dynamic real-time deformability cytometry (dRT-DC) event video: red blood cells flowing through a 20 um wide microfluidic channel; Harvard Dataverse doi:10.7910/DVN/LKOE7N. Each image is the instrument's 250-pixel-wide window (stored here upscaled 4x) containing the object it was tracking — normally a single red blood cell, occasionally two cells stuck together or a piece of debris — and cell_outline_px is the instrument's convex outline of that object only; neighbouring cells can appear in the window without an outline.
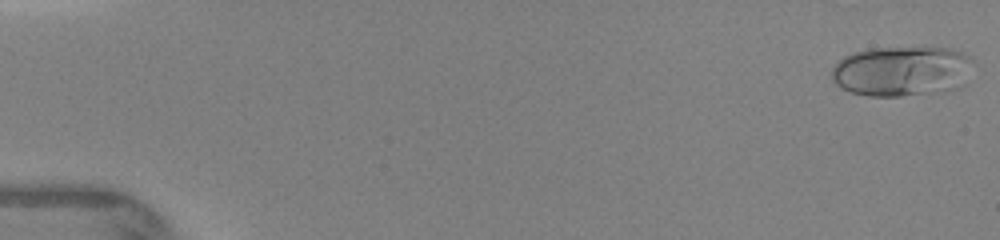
{"species": "human", "species_latin": "Homo sapiens", "temperature_condition": "warm", "stored_images_in_passage": 9, "camera_frame_rate_fps": 3000, "um_per_image_px": 0.085, "donor": {"sex": "female"}, "frame": {"image": 1, "passage_image": 1, "time_ms": 0.0, "image_size_px": [1000, 240], "cell_outline_px": [[972, 60], [968, 84], [956, 88], [900, 96], [872, 96], [852, 92], [840, 88], [832, 80], [832, 68], [844, 56], [852, 52], [868, 48], [952, 48], [972, 56]], "centroid_in_image_um": [76.68, 6.03], "position_along_channel_um": 8.3, "area_um2": 41.5}}